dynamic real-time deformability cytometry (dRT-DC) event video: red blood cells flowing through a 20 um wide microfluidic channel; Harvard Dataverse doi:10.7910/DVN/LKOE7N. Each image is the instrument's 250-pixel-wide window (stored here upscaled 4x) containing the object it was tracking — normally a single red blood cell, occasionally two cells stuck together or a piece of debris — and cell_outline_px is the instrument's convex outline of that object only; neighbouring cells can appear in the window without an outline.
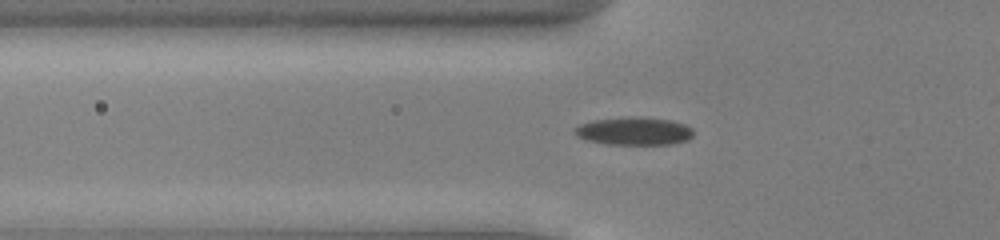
{"species": "common noctule bat (a hibernating species)", "species_latin": "Nyctalus noctula", "temperature_condition": "cold", "stored_images_in_passage": 36, "camera_frame_rate_fps": 3000, "um_per_image_px": 0.085, "animal": {"sex": "male", "body_mass_g": 13.0, "forearm_length_mm": 53.1}, "frame": {"image": 1, "passage_image": 2, "time_ms": 0.333, "image_size_px": [1000, 240], "cell_outline_px": [[692, 136], [688, 140], [672, 144], [604, 144], [588, 140], [576, 136], [576, 128], [580, 124], [592, 120], [672, 120], [684, 124], [692, 128]], "centroid_in_image_um": [53.92, 11.21], "position_along_channel_um": 71.9, "area_um2": 18.09}}
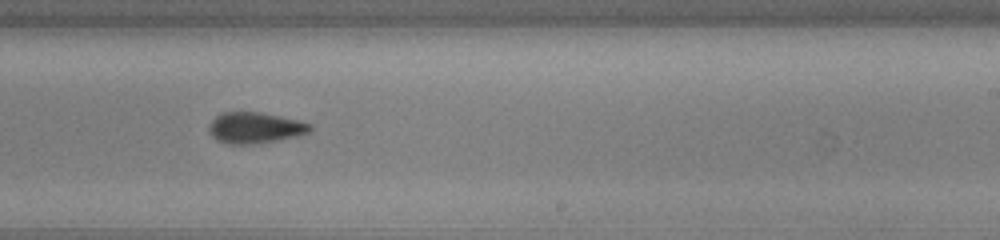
{"frame": {"image": 2, "passage_image": 17, "time_ms": 5.333, "image_size_px": [1000, 240], "cell_outline_px": [[312, 128], [308, 132], [296, 136], [260, 144], [228, 144], [216, 140], [212, 136], [208, 128], [212, 120], [216, 116], [224, 112], [260, 112], [296, 120], [312, 124]], "centroid_in_image_um": [21.65, 10.87], "position_along_channel_um": 267.3, "area_um2": 18.21}}
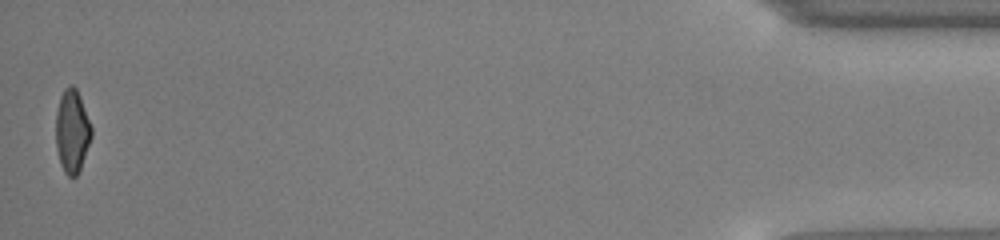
{"frame": {"image": 3, "passage_image": 36, "time_ms": 11.667, "image_size_px": [1000, 240], "cell_outline_px": [[92, 136], [80, 172], [76, 176], [68, 176], [64, 172], [60, 164], [56, 148], [56, 112], [60, 96], [64, 88], [68, 84], [72, 84], [76, 88], [80, 96], [92, 128]], "centroid_in_image_um": [6.13, 11.15], "position_along_channel_um": 429.1, "area_um2": 17.51}, "authors_computed_cell_mechanics": {"area_um2": 17.9758, "velocity_mm_per_s": 3.921, "shape_relaxation_time_tau1_ms": 1.8036, "shape_relaxation_time_tau2_ms": 3.8192, "deformation_change_tau1": 0.112, "deformation_change_tau2": 0.0915}}